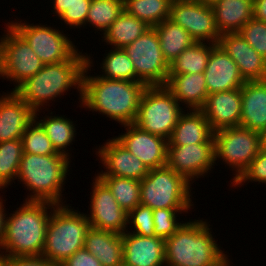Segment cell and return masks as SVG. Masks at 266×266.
I'll return each mask as SVG.
<instances>
[{"label": "cell", "mask_w": 266, "mask_h": 266, "mask_svg": "<svg viewBox=\"0 0 266 266\" xmlns=\"http://www.w3.org/2000/svg\"><path fill=\"white\" fill-rule=\"evenodd\" d=\"M213 139L215 161L223 160L232 171L235 170L233 182L246 170L262 147L260 132L241 126L217 130Z\"/></svg>", "instance_id": "cell-9"}, {"label": "cell", "mask_w": 266, "mask_h": 266, "mask_svg": "<svg viewBox=\"0 0 266 266\" xmlns=\"http://www.w3.org/2000/svg\"><path fill=\"white\" fill-rule=\"evenodd\" d=\"M51 3H53V14L59 18L73 3V0H53Z\"/></svg>", "instance_id": "cell-46"}, {"label": "cell", "mask_w": 266, "mask_h": 266, "mask_svg": "<svg viewBox=\"0 0 266 266\" xmlns=\"http://www.w3.org/2000/svg\"><path fill=\"white\" fill-rule=\"evenodd\" d=\"M2 197L0 196V245L3 241L4 238V233H5V224H6V214L5 212V205H3V200L1 199Z\"/></svg>", "instance_id": "cell-47"}, {"label": "cell", "mask_w": 266, "mask_h": 266, "mask_svg": "<svg viewBox=\"0 0 266 266\" xmlns=\"http://www.w3.org/2000/svg\"><path fill=\"white\" fill-rule=\"evenodd\" d=\"M90 4L91 0H73V3L58 19L69 25V28L85 27Z\"/></svg>", "instance_id": "cell-42"}, {"label": "cell", "mask_w": 266, "mask_h": 266, "mask_svg": "<svg viewBox=\"0 0 266 266\" xmlns=\"http://www.w3.org/2000/svg\"><path fill=\"white\" fill-rule=\"evenodd\" d=\"M87 55L76 52L69 60L44 64L34 76L21 83L14 92L35 112L44 109L49 101L64 95L73 87L82 98V77L87 64ZM42 108V109H41Z\"/></svg>", "instance_id": "cell-2"}, {"label": "cell", "mask_w": 266, "mask_h": 266, "mask_svg": "<svg viewBox=\"0 0 266 266\" xmlns=\"http://www.w3.org/2000/svg\"><path fill=\"white\" fill-rule=\"evenodd\" d=\"M123 11V0H91L86 25L105 33Z\"/></svg>", "instance_id": "cell-36"}, {"label": "cell", "mask_w": 266, "mask_h": 266, "mask_svg": "<svg viewBox=\"0 0 266 266\" xmlns=\"http://www.w3.org/2000/svg\"><path fill=\"white\" fill-rule=\"evenodd\" d=\"M5 256L0 252V266H4Z\"/></svg>", "instance_id": "cell-51"}, {"label": "cell", "mask_w": 266, "mask_h": 266, "mask_svg": "<svg viewBox=\"0 0 266 266\" xmlns=\"http://www.w3.org/2000/svg\"><path fill=\"white\" fill-rule=\"evenodd\" d=\"M165 86L189 110H200L208 96L204 73L169 74Z\"/></svg>", "instance_id": "cell-25"}, {"label": "cell", "mask_w": 266, "mask_h": 266, "mask_svg": "<svg viewBox=\"0 0 266 266\" xmlns=\"http://www.w3.org/2000/svg\"><path fill=\"white\" fill-rule=\"evenodd\" d=\"M108 141V142H107ZM99 146L96 155L102 161L103 168L97 176H118L134 180H143L149 169L136 156L124 148L115 138L108 139Z\"/></svg>", "instance_id": "cell-17"}, {"label": "cell", "mask_w": 266, "mask_h": 266, "mask_svg": "<svg viewBox=\"0 0 266 266\" xmlns=\"http://www.w3.org/2000/svg\"><path fill=\"white\" fill-rule=\"evenodd\" d=\"M65 155L23 154L17 174L18 181L31 193L26 201L62 202L63 185L71 163ZM64 182V183H63Z\"/></svg>", "instance_id": "cell-5"}, {"label": "cell", "mask_w": 266, "mask_h": 266, "mask_svg": "<svg viewBox=\"0 0 266 266\" xmlns=\"http://www.w3.org/2000/svg\"><path fill=\"white\" fill-rule=\"evenodd\" d=\"M215 45L210 42H194L170 63L169 74L203 73Z\"/></svg>", "instance_id": "cell-30"}, {"label": "cell", "mask_w": 266, "mask_h": 266, "mask_svg": "<svg viewBox=\"0 0 266 266\" xmlns=\"http://www.w3.org/2000/svg\"><path fill=\"white\" fill-rule=\"evenodd\" d=\"M212 9L220 34L239 32L253 18V0H218Z\"/></svg>", "instance_id": "cell-27"}, {"label": "cell", "mask_w": 266, "mask_h": 266, "mask_svg": "<svg viewBox=\"0 0 266 266\" xmlns=\"http://www.w3.org/2000/svg\"><path fill=\"white\" fill-rule=\"evenodd\" d=\"M245 41L266 59V22L250 19L239 31Z\"/></svg>", "instance_id": "cell-40"}, {"label": "cell", "mask_w": 266, "mask_h": 266, "mask_svg": "<svg viewBox=\"0 0 266 266\" xmlns=\"http://www.w3.org/2000/svg\"><path fill=\"white\" fill-rule=\"evenodd\" d=\"M39 111H35L34 120L27 126L22 135L23 154L35 155H63L58 153L44 129L37 122Z\"/></svg>", "instance_id": "cell-37"}, {"label": "cell", "mask_w": 266, "mask_h": 266, "mask_svg": "<svg viewBox=\"0 0 266 266\" xmlns=\"http://www.w3.org/2000/svg\"><path fill=\"white\" fill-rule=\"evenodd\" d=\"M253 18L266 22V0H253Z\"/></svg>", "instance_id": "cell-45"}, {"label": "cell", "mask_w": 266, "mask_h": 266, "mask_svg": "<svg viewBox=\"0 0 266 266\" xmlns=\"http://www.w3.org/2000/svg\"><path fill=\"white\" fill-rule=\"evenodd\" d=\"M124 11L150 27H155L170 17L173 0H123Z\"/></svg>", "instance_id": "cell-32"}, {"label": "cell", "mask_w": 266, "mask_h": 266, "mask_svg": "<svg viewBox=\"0 0 266 266\" xmlns=\"http://www.w3.org/2000/svg\"><path fill=\"white\" fill-rule=\"evenodd\" d=\"M124 266H166L165 240L160 237L122 234Z\"/></svg>", "instance_id": "cell-21"}, {"label": "cell", "mask_w": 266, "mask_h": 266, "mask_svg": "<svg viewBox=\"0 0 266 266\" xmlns=\"http://www.w3.org/2000/svg\"><path fill=\"white\" fill-rule=\"evenodd\" d=\"M151 27L142 20L129 15L125 11L102 33V41L112 48H124L133 43Z\"/></svg>", "instance_id": "cell-28"}, {"label": "cell", "mask_w": 266, "mask_h": 266, "mask_svg": "<svg viewBox=\"0 0 266 266\" xmlns=\"http://www.w3.org/2000/svg\"><path fill=\"white\" fill-rule=\"evenodd\" d=\"M190 112V113H189ZM214 131L201 110L182 112L168 140V146L214 143Z\"/></svg>", "instance_id": "cell-23"}, {"label": "cell", "mask_w": 266, "mask_h": 266, "mask_svg": "<svg viewBox=\"0 0 266 266\" xmlns=\"http://www.w3.org/2000/svg\"><path fill=\"white\" fill-rule=\"evenodd\" d=\"M241 95L240 126L260 132L266 126V80L246 81Z\"/></svg>", "instance_id": "cell-24"}, {"label": "cell", "mask_w": 266, "mask_h": 266, "mask_svg": "<svg viewBox=\"0 0 266 266\" xmlns=\"http://www.w3.org/2000/svg\"><path fill=\"white\" fill-rule=\"evenodd\" d=\"M126 133L115 139L151 170L167 163L168 140L142 130L134 123L123 125Z\"/></svg>", "instance_id": "cell-16"}, {"label": "cell", "mask_w": 266, "mask_h": 266, "mask_svg": "<svg viewBox=\"0 0 266 266\" xmlns=\"http://www.w3.org/2000/svg\"><path fill=\"white\" fill-rule=\"evenodd\" d=\"M191 183L167 165L149 170L140 181V204L151 209H191Z\"/></svg>", "instance_id": "cell-7"}, {"label": "cell", "mask_w": 266, "mask_h": 266, "mask_svg": "<svg viewBox=\"0 0 266 266\" xmlns=\"http://www.w3.org/2000/svg\"><path fill=\"white\" fill-rule=\"evenodd\" d=\"M190 209H155L153 210L154 233L156 237L164 240L172 236L183 224L184 221L178 222L177 215L187 212ZM177 214V215H176Z\"/></svg>", "instance_id": "cell-38"}, {"label": "cell", "mask_w": 266, "mask_h": 266, "mask_svg": "<svg viewBox=\"0 0 266 266\" xmlns=\"http://www.w3.org/2000/svg\"><path fill=\"white\" fill-rule=\"evenodd\" d=\"M4 266H58L44 256H5Z\"/></svg>", "instance_id": "cell-43"}, {"label": "cell", "mask_w": 266, "mask_h": 266, "mask_svg": "<svg viewBox=\"0 0 266 266\" xmlns=\"http://www.w3.org/2000/svg\"><path fill=\"white\" fill-rule=\"evenodd\" d=\"M6 27L0 39V77L14 81V91L26 79L38 73L44 63L9 23Z\"/></svg>", "instance_id": "cell-10"}, {"label": "cell", "mask_w": 266, "mask_h": 266, "mask_svg": "<svg viewBox=\"0 0 266 266\" xmlns=\"http://www.w3.org/2000/svg\"><path fill=\"white\" fill-rule=\"evenodd\" d=\"M261 182L266 184V147H261L257 156L252 160L240 177L231 182L232 186L240 187L246 182Z\"/></svg>", "instance_id": "cell-41"}, {"label": "cell", "mask_w": 266, "mask_h": 266, "mask_svg": "<svg viewBox=\"0 0 266 266\" xmlns=\"http://www.w3.org/2000/svg\"><path fill=\"white\" fill-rule=\"evenodd\" d=\"M169 19L185 29L196 42H219L221 34L210 5L196 0H173Z\"/></svg>", "instance_id": "cell-13"}, {"label": "cell", "mask_w": 266, "mask_h": 266, "mask_svg": "<svg viewBox=\"0 0 266 266\" xmlns=\"http://www.w3.org/2000/svg\"><path fill=\"white\" fill-rule=\"evenodd\" d=\"M91 185L90 214H86L90 226L122 235L128 230V213L119 206L111 190L97 175Z\"/></svg>", "instance_id": "cell-14"}, {"label": "cell", "mask_w": 266, "mask_h": 266, "mask_svg": "<svg viewBox=\"0 0 266 266\" xmlns=\"http://www.w3.org/2000/svg\"><path fill=\"white\" fill-rule=\"evenodd\" d=\"M59 266H103L99 260L85 248L76 251Z\"/></svg>", "instance_id": "cell-44"}, {"label": "cell", "mask_w": 266, "mask_h": 266, "mask_svg": "<svg viewBox=\"0 0 266 266\" xmlns=\"http://www.w3.org/2000/svg\"><path fill=\"white\" fill-rule=\"evenodd\" d=\"M123 50L133 62L137 82H142L146 86L166 84L170 64L164 58L159 37L153 27Z\"/></svg>", "instance_id": "cell-11"}, {"label": "cell", "mask_w": 266, "mask_h": 266, "mask_svg": "<svg viewBox=\"0 0 266 266\" xmlns=\"http://www.w3.org/2000/svg\"><path fill=\"white\" fill-rule=\"evenodd\" d=\"M203 73L208 94L239 89L246 82L240 75L237 64L219 44L212 48Z\"/></svg>", "instance_id": "cell-20"}, {"label": "cell", "mask_w": 266, "mask_h": 266, "mask_svg": "<svg viewBox=\"0 0 266 266\" xmlns=\"http://www.w3.org/2000/svg\"><path fill=\"white\" fill-rule=\"evenodd\" d=\"M90 227L86 214L73 210L66 204L56 205L47 225L42 256L59 266L76 251L84 248Z\"/></svg>", "instance_id": "cell-6"}, {"label": "cell", "mask_w": 266, "mask_h": 266, "mask_svg": "<svg viewBox=\"0 0 266 266\" xmlns=\"http://www.w3.org/2000/svg\"><path fill=\"white\" fill-rule=\"evenodd\" d=\"M8 22L31 46L44 64L69 60L78 49L73 41L59 29L42 24ZM63 33V34H62Z\"/></svg>", "instance_id": "cell-12"}, {"label": "cell", "mask_w": 266, "mask_h": 266, "mask_svg": "<svg viewBox=\"0 0 266 266\" xmlns=\"http://www.w3.org/2000/svg\"><path fill=\"white\" fill-rule=\"evenodd\" d=\"M180 105L165 85L147 86L134 124L144 131L169 140L184 110Z\"/></svg>", "instance_id": "cell-8"}, {"label": "cell", "mask_w": 266, "mask_h": 266, "mask_svg": "<svg viewBox=\"0 0 266 266\" xmlns=\"http://www.w3.org/2000/svg\"><path fill=\"white\" fill-rule=\"evenodd\" d=\"M215 164L214 143L167 146L166 165L183 175L191 184L192 180L204 177Z\"/></svg>", "instance_id": "cell-15"}, {"label": "cell", "mask_w": 266, "mask_h": 266, "mask_svg": "<svg viewBox=\"0 0 266 266\" xmlns=\"http://www.w3.org/2000/svg\"><path fill=\"white\" fill-rule=\"evenodd\" d=\"M196 1H199L200 3L205 4V5H210V6H212V5L215 4L218 0H196Z\"/></svg>", "instance_id": "cell-50"}, {"label": "cell", "mask_w": 266, "mask_h": 266, "mask_svg": "<svg viewBox=\"0 0 266 266\" xmlns=\"http://www.w3.org/2000/svg\"><path fill=\"white\" fill-rule=\"evenodd\" d=\"M84 248L103 266L123 265L122 235L90 227L86 233Z\"/></svg>", "instance_id": "cell-26"}, {"label": "cell", "mask_w": 266, "mask_h": 266, "mask_svg": "<svg viewBox=\"0 0 266 266\" xmlns=\"http://www.w3.org/2000/svg\"><path fill=\"white\" fill-rule=\"evenodd\" d=\"M22 156V139L0 142V189L7 188L17 179Z\"/></svg>", "instance_id": "cell-34"}, {"label": "cell", "mask_w": 266, "mask_h": 266, "mask_svg": "<svg viewBox=\"0 0 266 266\" xmlns=\"http://www.w3.org/2000/svg\"><path fill=\"white\" fill-rule=\"evenodd\" d=\"M212 130L240 126L242 113L241 88L208 94L200 109Z\"/></svg>", "instance_id": "cell-19"}, {"label": "cell", "mask_w": 266, "mask_h": 266, "mask_svg": "<svg viewBox=\"0 0 266 266\" xmlns=\"http://www.w3.org/2000/svg\"><path fill=\"white\" fill-rule=\"evenodd\" d=\"M105 56L100 67L104 75L100 74L98 76L108 79L137 82L133 62L123 48H113Z\"/></svg>", "instance_id": "cell-35"}, {"label": "cell", "mask_w": 266, "mask_h": 266, "mask_svg": "<svg viewBox=\"0 0 266 266\" xmlns=\"http://www.w3.org/2000/svg\"><path fill=\"white\" fill-rule=\"evenodd\" d=\"M159 37L160 48L165 60L170 64L180 53L196 42L190 34L170 19L153 27Z\"/></svg>", "instance_id": "cell-29"}, {"label": "cell", "mask_w": 266, "mask_h": 266, "mask_svg": "<svg viewBox=\"0 0 266 266\" xmlns=\"http://www.w3.org/2000/svg\"><path fill=\"white\" fill-rule=\"evenodd\" d=\"M260 140L262 147H266V126L260 131Z\"/></svg>", "instance_id": "cell-48"}, {"label": "cell", "mask_w": 266, "mask_h": 266, "mask_svg": "<svg viewBox=\"0 0 266 266\" xmlns=\"http://www.w3.org/2000/svg\"><path fill=\"white\" fill-rule=\"evenodd\" d=\"M111 190L119 206L127 213L140 204V181L118 177L98 176Z\"/></svg>", "instance_id": "cell-33"}, {"label": "cell", "mask_w": 266, "mask_h": 266, "mask_svg": "<svg viewBox=\"0 0 266 266\" xmlns=\"http://www.w3.org/2000/svg\"><path fill=\"white\" fill-rule=\"evenodd\" d=\"M0 95V142L22 139L35 112L14 92Z\"/></svg>", "instance_id": "cell-22"}, {"label": "cell", "mask_w": 266, "mask_h": 266, "mask_svg": "<svg viewBox=\"0 0 266 266\" xmlns=\"http://www.w3.org/2000/svg\"><path fill=\"white\" fill-rule=\"evenodd\" d=\"M207 223L191 219L165 239L166 266H215L227 256Z\"/></svg>", "instance_id": "cell-4"}, {"label": "cell", "mask_w": 266, "mask_h": 266, "mask_svg": "<svg viewBox=\"0 0 266 266\" xmlns=\"http://www.w3.org/2000/svg\"><path fill=\"white\" fill-rule=\"evenodd\" d=\"M231 261L228 259V256H226L221 262L216 264L215 266H230Z\"/></svg>", "instance_id": "cell-49"}, {"label": "cell", "mask_w": 266, "mask_h": 266, "mask_svg": "<svg viewBox=\"0 0 266 266\" xmlns=\"http://www.w3.org/2000/svg\"><path fill=\"white\" fill-rule=\"evenodd\" d=\"M82 77L81 106L99 112L123 125L134 123L146 85L142 82L88 76L93 67L90 54ZM92 60V61H91Z\"/></svg>", "instance_id": "cell-1"}, {"label": "cell", "mask_w": 266, "mask_h": 266, "mask_svg": "<svg viewBox=\"0 0 266 266\" xmlns=\"http://www.w3.org/2000/svg\"><path fill=\"white\" fill-rule=\"evenodd\" d=\"M55 206L56 204L46 201L25 200L17 210L6 217L0 252L4 256L15 257L42 255L47 225Z\"/></svg>", "instance_id": "cell-3"}, {"label": "cell", "mask_w": 266, "mask_h": 266, "mask_svg": "<svg viewBox=\"0 0 266 266\" xmlns=\"http://www.w3.org/2000/svg\"><path fill=\"white\" fill-rule=\"evenodd\" d=\"M41 127L44 129L47 137L50 139L51 143L55 150L65 155L68 158L70 157V153L68 152L67 146L72 145L73 141H75L76 136V125H74L73 121L65 116H44L43 119L37 121Z\"/></svg>", "instance_id": "cell-31"}, {"label": "cell", "mask_w": 266, "mask_h": 266, "mask_svg": "<svg viewBox=\"0 0 266 266\" xmlns=\"http://www.w3.org/2000/svg\"><path fill=\"white\" fill-rule=\"evenodd\" d=\"M218 44L237 64L245 81L266 80V59L239 32L221 34Z\"/></svg>", "instance_id": "cell-18"}, {"label": "cell", "mask_w": 266, "mask_h": 266, "mask_svg": "<svg viewBox=\"0 0 266 266\" xmlns=\"http://www.w3.org/2000/svg\"><path fill=\"white\" fill-rule=\"evenodd\" d=\"M127 224L132 225V232L136 235L154 237V220L153 209L139 204L134 209L128 212Z\"/></svg>", "instance_id": "cell-39"}]
</instances>
